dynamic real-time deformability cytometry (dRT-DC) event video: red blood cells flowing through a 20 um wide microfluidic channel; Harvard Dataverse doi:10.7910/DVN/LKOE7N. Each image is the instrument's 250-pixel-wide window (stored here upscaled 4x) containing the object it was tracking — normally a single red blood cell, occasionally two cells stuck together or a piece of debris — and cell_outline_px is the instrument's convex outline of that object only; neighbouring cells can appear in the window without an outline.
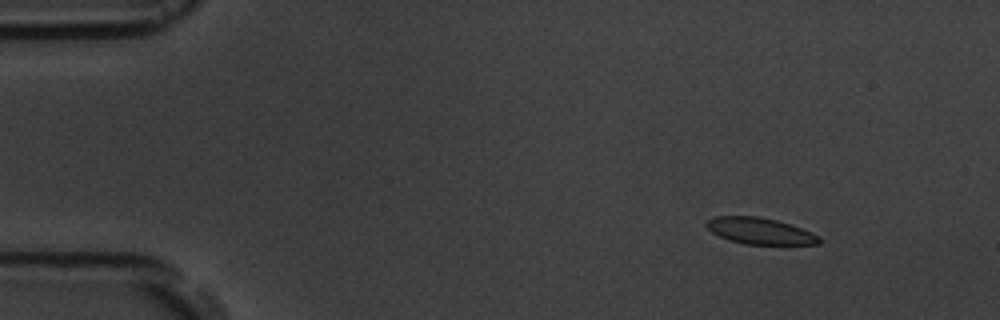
{"species": "common noctule bat (a hibernating species)", "species_latin": "Nyctalus noctula", "temperature_condition": "room temperature", "stored_images_in_passage": 6, "camera_frame_rate_fps": 3000, "um_per_image_px": 0.085, "animal": {"sex": "male", "body_mass_g": 19.5, "forearm_length_mm": 54.6}, "frame": {"image": 1, "passage_image": 2, "time_ms": 1.0, "image_size_px": [1000, 320], "cell_outline_px": [[820, 244], [744, 244], [728, 240], [712, 232], [704, 224], [708, 220], [716, 216], [760, 216], [776, 220], [800, 228], [820, 236]], "centroid_in_image_um": [64.57, 19.63], "position_along_channel_um": 20.4, "area_um2": 17.17}}
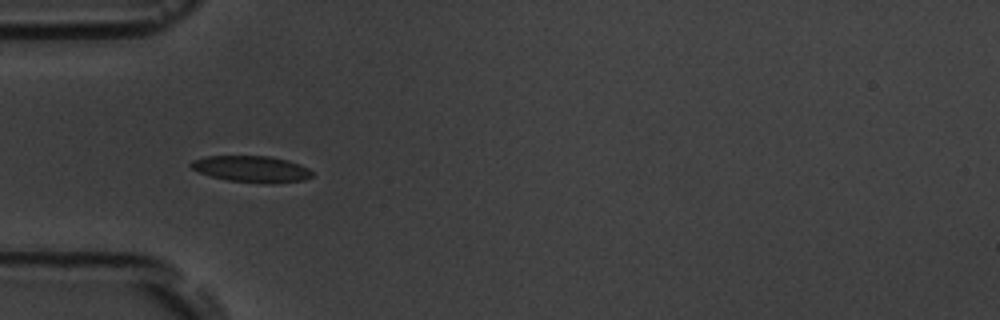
{"frame": {"image": 2, "passage_image": 5, "time_ms": 4.667, "image_size_px": [1000, 320], "cell_outline_px": [[312, 176], [304, 180], [272, 184], [228, 180], [212, 176], [200, 172], [192, 168], [188, 164], [192, 160], [208, 156], [268, 156], [288, 160], [300, 164], [308, 168], [312, 172]], "centroid_in_image_um": [21.41, 14.36], "position_along_channel_um": 63.6, "area_um2": 18.55}}
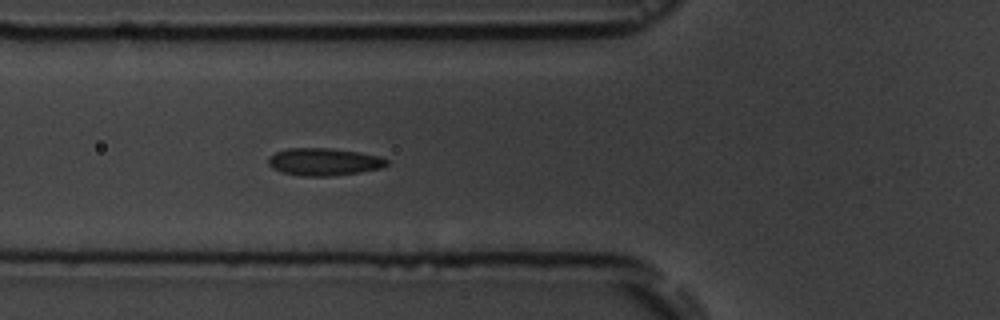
{"frame": {"image": 3, "passage_image": 6, "time_ms": 5.667, "image_size_px": [1000, 320], "cell_outline_px": [[388, 164], [380, 168], [360, 172], [328, 176], [300, 176], [280, 172], [272, 168], [268, 164], [268, 156], [276, 152], [288, 148], [328, 148], [360, 152], [380, 156], [388, 160]], "centroid_in_image_um": [27.5, 13.75], "position_along_channel_um": 98.3, "area_um2": 19.02}}